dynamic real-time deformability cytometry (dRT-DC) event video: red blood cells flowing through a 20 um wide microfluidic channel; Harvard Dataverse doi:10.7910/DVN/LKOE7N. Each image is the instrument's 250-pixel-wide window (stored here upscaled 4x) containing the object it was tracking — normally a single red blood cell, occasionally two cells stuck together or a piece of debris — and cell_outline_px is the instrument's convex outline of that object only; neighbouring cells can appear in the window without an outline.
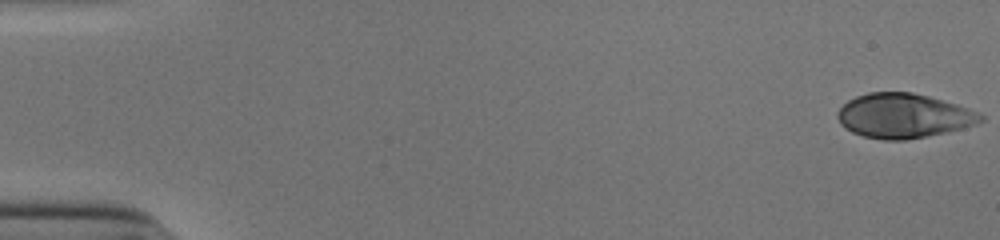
{"species": "human", "species_latin": "Homo sapiens", "temperature_condition": "cold", "stored_images_in_passage": 53, "camera_frame_rate_fps": 3000, "um_per_image_px": 0.085, "donor": {"sex": "male"}, "frame": {"image": 1, "passage_image": 1, "time_ms": 0.0, "image_size_px": [1000, 240], "cell_outline_px": [[984, 120], [976, 124], [948, 132], [904, 140], [884, 140], [864, 136], [852, 132], [844, 128], [840, 124], [836, 116], [836, 112], [848, 100], [856, 96], [868, 92], [912, 92], [928, 96], [956, 104], [980, 112], [984, 116]], "centroid_in_image_um": [76.79, 9.84], "position_along_channel_um": 8.2, "area_um2": 37.22}}
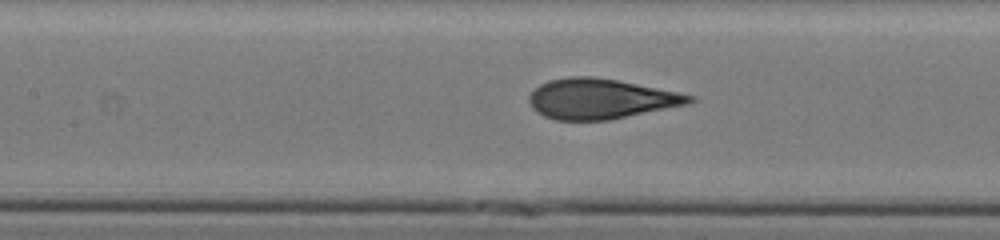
{"frame": {"image": 2, "passage_image": 25, "time_ms": 8.0, "image_size_px": [1000, 240], "cell_outline_px": [[696, 100], [688, 104], [608, 120], [556, 120], [544, 116], [536, 112], [532, 108], [528, 100], [528, 96], [540, 84], [548, 80], [568, 76], [592, 76], [616, 80], [680, 92], [696, 96]], "centroid_in_image_um": [51.04, 8.39], "position_along_channel_um": 156.4, "area_um2": 37.57}}
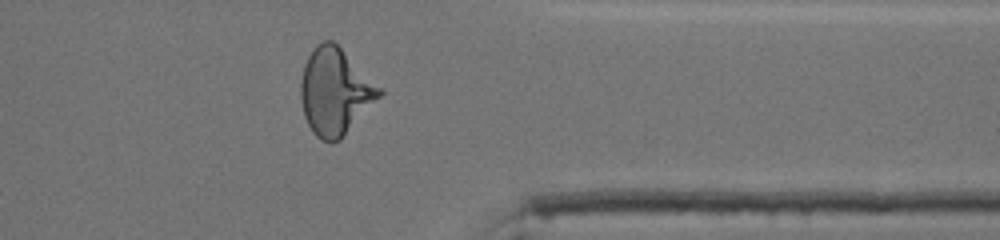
{"frame": {"image": 3, "passage_image": 43, "time_ms": 14.0, "image_size_px": [1000, 240], "cell_outline_px": [[384, 92], [340, 140], [332, 144], [320, 140], [312, 132], [304, 116], [300, 96], [300, 80], [304, 64], [312, 48], [316, 44], [324, 40], [332, 40], [384, 88]], "centroid_in_image_um": [28.48, 7.79], "position_along_channel_um": 382.9, "area_um2": 40.06}, "authors_computed_cell_mechanics": {"area_um2": 37.3966, "velocity_mm_per_s": 3.9213, "shape_relaxation_time_tau1_ms": 6.3664, "shape_relaxation_time_tau2_ms": null, "deformation_change_tau1": 0.2421, "deformation_change_tau2": null}}